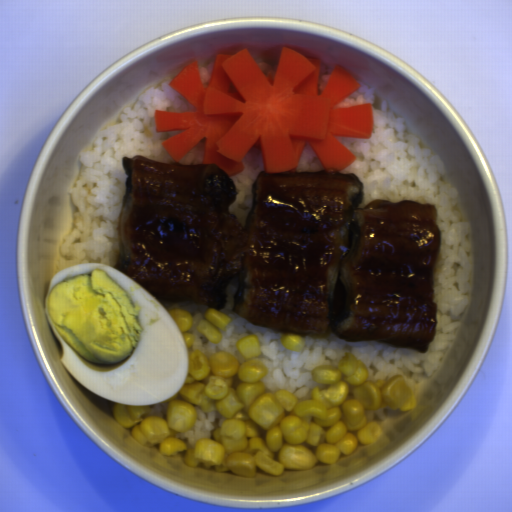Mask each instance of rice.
I'll return each mask as SVG.
<instances>
[{"mask_svg":"<svg viewBox=\"0 0 512 512\" xmlns=\"http://www.w3.org/2000/svg\"><path fill=\"white\" fill-rule=\"evenodd\" d=\"M172 80L140 93L119 121L104 127L92 148L79 155L80 173L69 193L74 206L73 226L62 245L57 274L82 263L117 269L120 213L127 180L123 158L141 155L170 164L205 163L206 138L177 162L167 156L162 145L181 129L157 131L155 111H195V106L169 85Z\"/></svg>","mask_w":512,"mask_h":512,"instance_id":"023b6e5f","label":"rice"},{"mask_svg":"<svg viewBox=\"0 0 512 512\" xmlns=\"http://www.w3.org/2000/svg\"><path fill=\"white\" fill-rule=\"evenodd\" d=\"M294 172H327L325 171L309 144L307 143L299 158ZM328 173V172H327Z\"/></svg>","mask_w":512,"mask_h":512,"instance_id":"b023fe2a","label":"rice"},{"mask_svg":"<svg viewBox=\"0 0 512 512\" xmlns=\"http://www.w3.org/2000/svg\"><path fill=\"white\" fill-rule=\"evenodd\" d=\"M333 70L334 69L330 65L320 63L318 90H324Z\"/></svg>","mask_w":512,"mask_h":512,"instance_id":"f2f60c81","label":"rice"},{"mask_svg":"<svg viewBox=\"0 0 512 512\" xmlns=\"http://www.w3.org/2000/svg\"><path fill=\"white\" fill-rule=\"evenodd\" d=\"M360 87L333 106L369 103L372 134L368 139L339 137L356 158L333 174H355L363 192L358 207L377 200H416L437 209L435 224L440 232L438 255L432 277L437 319L435 336L425 352H417L383 342H345L332 332L298 333L305 346L300 351L286 349L280 337L284 331L268 329L246 320L234 311L239 279L232 277L226 290L222 313L230 319L221 330V342L214 343L197 330L209 305L160 301L166 311L188 310L193 322L187 331L194 334L187 354L199 350L208 358L229 352L239 364L256 360L268 369L261 380L266 392L286 390L297 402L312 398L315 387L326 388L312 378L318 366L336 367L348 355L356 356L368 371L366 381L392 380L402 376L414 392L440 368V361L458 334L472 300L470 225L458 207V191L444 172L440 156L423 147L420 139L407 134L404 119L395 115L386 100L376 105L375 91L358 81ZM249 334L259 337L261 354L246 359L235 342Z\"/></svg>","mask_w":512,"mask_h":512,"instance_id":"652b925c","label":"rice"},{"mask_svg":"<svg viewBox=\"0 0 512 512\" xmlns=\"http://www.w3.org/2000/svg\"><path fill=\"white\" fill-rule=\"evenodd\" d=\"M244 169L230 176L237 190L234 202L228 207L229 212L244 227L253 208L252 190L254 181L260 171H266L258 144H253L243 157Z\"/></svg>","mask_w":512,"mask_h":512,"instance_id":"8eca5e8b","label":"rice"},{"mask_svg":"<svg viewBox=\"0 0 512 512\" xmlns=\"http://www.w3.org/2000/svg\"><path fill=\"white\" fill-rule=\"evenodd\" d=\"M196 422L194 426L186 432H178L175 438L183 441L191 448L195 446L198 440L211 438L212 432L216 427L223 425L225 419L216 411L203 412L200 407H196Z\"/></svg>","mask_w":512,"mask_h":512,"instance_id":"acb35da6","label":"rice"},{"mask_svg":"<svg viewBox=\"0 0 512 512\" xmlns=\"http://www.w3.org/2000/svg\"><path fill=\"white\" fill-rule=\"evenodd\" d=\"M400 411L390 409H370L365 410V418L368 422L382 423L389 415L399 413Z\"/></svg>","mask_w":512,"mask_h":512,"instance_id":"e3fd555f","label":"rice"},{"mask_svg":"<svg viewBox=\"0 0 512 512\" xmlns=\"http://www.w3.org/2000/svg\"><path fill=\"white\" fill-rule=\"evenodd\" d=\"M254 61L264 75H266L268 78H274L279 61H275L267 57L260 58Z\"/></svg>","mask_w":512,"mask_h":512,"instance_id":"a3056103","label":"rice"},{"mask_svg":"<svg viewBox=\"0 0 512 512\" xmlns=\"http://www.w3.org/2000/svg\"><path fill=\"white\" fill-rule=\"evenodd\" d=\"M215 61H210L205 66L199 67L203 87H207L211 81Z\"/></svg>","mask_w":512,"mask_h":512,"instance_id":"0b520998","label":"rice"}]
</instances>
